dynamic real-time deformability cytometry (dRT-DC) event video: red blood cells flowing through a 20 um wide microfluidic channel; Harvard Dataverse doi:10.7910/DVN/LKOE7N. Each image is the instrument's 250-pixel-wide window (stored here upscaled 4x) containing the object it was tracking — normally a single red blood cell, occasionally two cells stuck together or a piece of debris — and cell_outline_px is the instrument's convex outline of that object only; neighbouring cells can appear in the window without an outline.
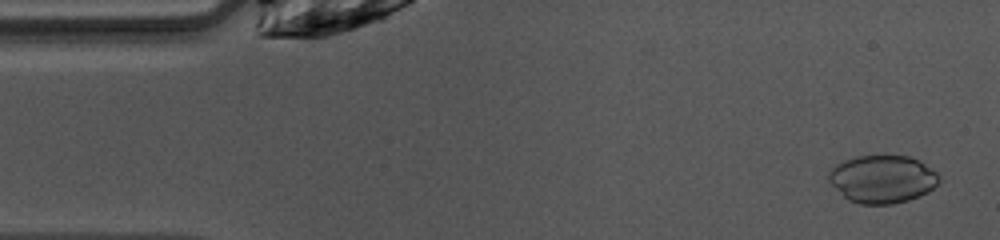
{"species": "common noctule bat (a hibernating species)", "species_latin": "Nyctalus noctula", "temperature_condition": "warm", "stored_images_in_passage": 47, "camera_frame_rate_fps": 3000, "um_per_image_px": 0.085, "animal": {"sex": "female", "body_mass_g": 10.0, "forearm_length_mm": 53.1}, "frame": {"image": 1, "passage_image": 2, "time_ms": 0.333, "image_size_px": [1000, 240], "cell_outline_px": [[940, 180], [928, 192], [920, 196], [908, 200], [892, 204], [860, 204], [848, 200], [828, 180], [828, 172], [836, 164], [844, 160], [860, 156], [908, 156], [920, 160], [932, 168], [940, 176]], "centroid_in_image_um": [75.02, 15.22], "position_along_channel_um": 10.0, "area_um2": 30.69}}
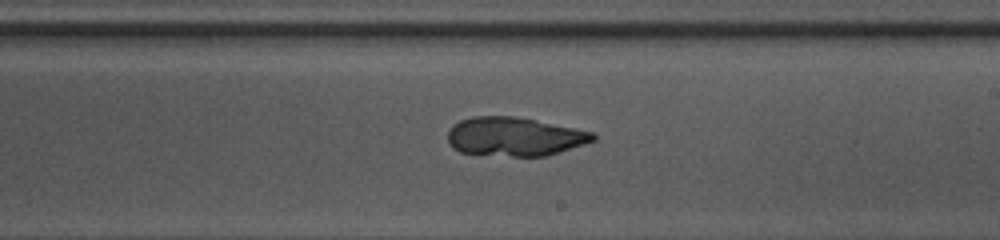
{"frame": {"image": 2, "passage_image": 26, "time_ms": 8.333, "image_size_px": [1000, 240], "cell_outline_px": [[596, 140], [560, 152], [544, 156], [512, 156], [460, 152], [452, 148], [448, 144], [448, 132], [460, 120], [472, 116], [512, 116], [536, 120], [592, 132], [596, 136]], "centroid_in_image_um": [43.73, 11.61], "position_along_channel_um": 245.3, "area_um2": 32.6}}
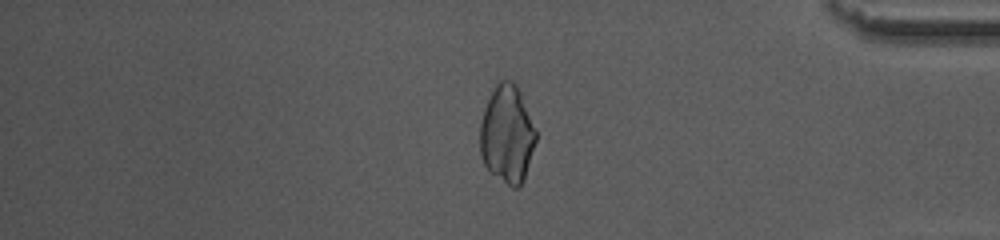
{"frame": {"image": 3, "passage_image": 39, "time_ms": 12.667, "image_size_px": [1000, 240], "cell_outline_px": [[536, 140], [524, 180], [516, 188], [512, 188], [492, 172], [484, 164], [480, 152], [480, 124], [484, 108], [496, 84], [500, 80], [512, 80], [516, 84], [520, 92], [536, 132]], "centroid_in_image_um": [43.1, 11.4], "position_along_channel_um": 392.1, "area_um2": 31.39}}